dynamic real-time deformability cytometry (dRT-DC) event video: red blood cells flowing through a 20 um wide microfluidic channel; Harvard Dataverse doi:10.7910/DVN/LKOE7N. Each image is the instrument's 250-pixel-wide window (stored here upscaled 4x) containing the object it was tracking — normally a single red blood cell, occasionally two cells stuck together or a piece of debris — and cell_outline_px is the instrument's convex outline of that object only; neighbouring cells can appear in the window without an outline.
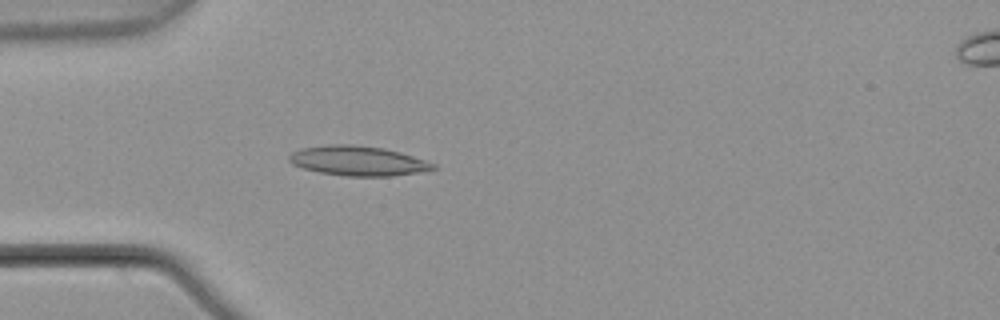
{"species": "common noctule bat (a hibernating species)", "species_latin": "Nyctalus noctula", "temperature_condition": "warm", "stored_images_in_passage": 5, "camera_frame_rate_fps": 3000, "um_per_image_px": 0.085, "animal": {"sex": "male", "body_mass_g": 21.5, "forearm_length_mm": 52.0}, "frame": {"image": 1, "passage_image": 4, "time_ms": 1.0, "image_size_px": [1000, 320], "cell_outline_px": [[436, 168], [416, 172], [392, 176], [344, 176], [320, 172], [304, 168], [292, 164], [288, 160], [288, 156], [292, 152], [300, 148], [332, 144], [352, 144], [384, 148], [400, 152], [436, 164]], "centroid_in_image_um": [30.38, 13.66], "position_along_channel_um": 54.6, "area_um2": 24.8}}